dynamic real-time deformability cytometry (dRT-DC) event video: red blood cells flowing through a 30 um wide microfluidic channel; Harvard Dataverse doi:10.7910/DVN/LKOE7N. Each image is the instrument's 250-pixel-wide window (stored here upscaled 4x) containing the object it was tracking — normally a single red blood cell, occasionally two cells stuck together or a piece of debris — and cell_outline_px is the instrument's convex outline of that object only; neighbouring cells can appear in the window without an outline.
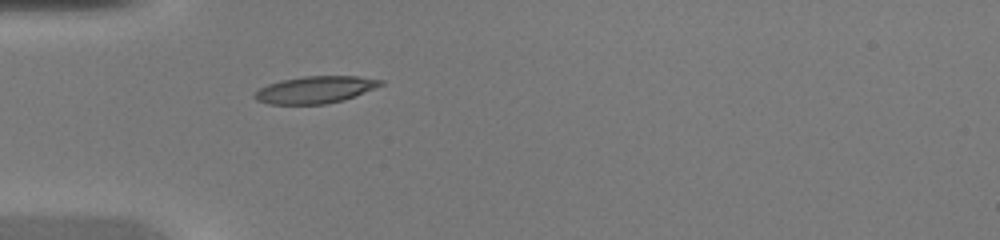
{"species": "common noctule bat (a hibernating species)", "species_latin": "Nyctalus noctula", "temperature_condition": "warm", "stored_images_in_passage": 27, "camera_frame_rate_fps": 3000, "um_per_image_px": 0.085, "animal": {"sex": "female", "body_mass_g": 20.0, "forearm_length_mm": 54.0}, "frame": {"image": 1, "passage_image": 1, "time_ms": 0.0, "image_size_px": [1000, 240], "cell_outline_px": [[384, 84], [356, 96], [344, 100], [324, 104], [268, 104], [256, 100], [252, 96], [252, 92], [268, 84], [280, 80], [304, 76], [360, 76], [384, 80]], "centroid_in_image_um": [26.78, 7.62], "position_along_channel_um": 58.2, "area_um2": 20.11}}
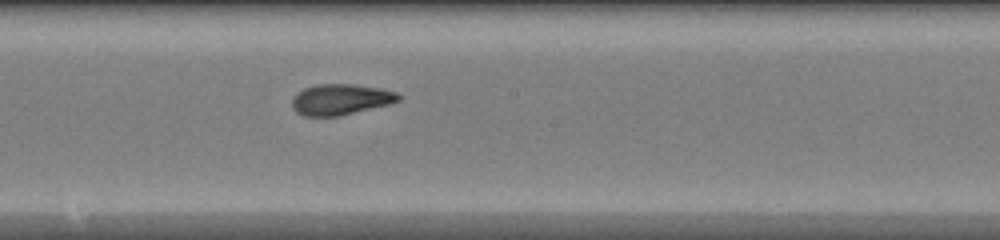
{"frame": {"image": 2, "passage_image": 12, "time_ms": 3.667, "image_size_px": [1000, 240], "cell_outline_px": [[404, 96], [400, 100], [388, 104], [340, 116], [304, 116], [296, 112], [292, 108], [292, 100], [296, 92], [304, 88], [316, 84], [356, 84], [380, 88], [396, 92]], "centroid_in_image_um": [28.95, 8.44], "position_along_channel_um": 219.3, "area_um2": 19.31}}
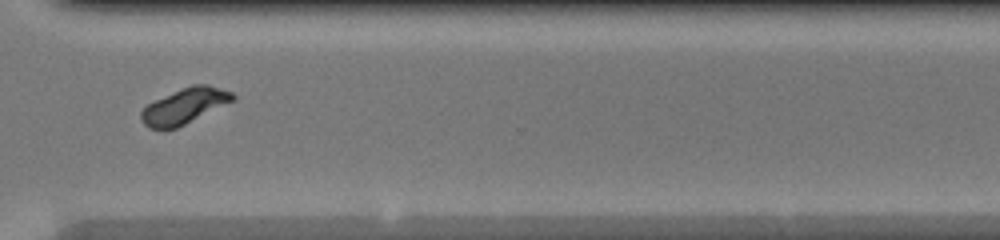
{"frame": {"image": 3, "passage_image": 21, "time_ms": 6.667, "image_size_px": [1000, 240], "cell_outline_px": [[236, 100], [176, 128], [148, 128], [140, 120], [140, 112], [148, 104], [156, 100], [192, 84], [208, 84], [232, 92], [236, 96]], "centroid_in_image_um": [15.72, 9.0], "position_along_channel_um": 354.9, "area_um2": 18.73}}